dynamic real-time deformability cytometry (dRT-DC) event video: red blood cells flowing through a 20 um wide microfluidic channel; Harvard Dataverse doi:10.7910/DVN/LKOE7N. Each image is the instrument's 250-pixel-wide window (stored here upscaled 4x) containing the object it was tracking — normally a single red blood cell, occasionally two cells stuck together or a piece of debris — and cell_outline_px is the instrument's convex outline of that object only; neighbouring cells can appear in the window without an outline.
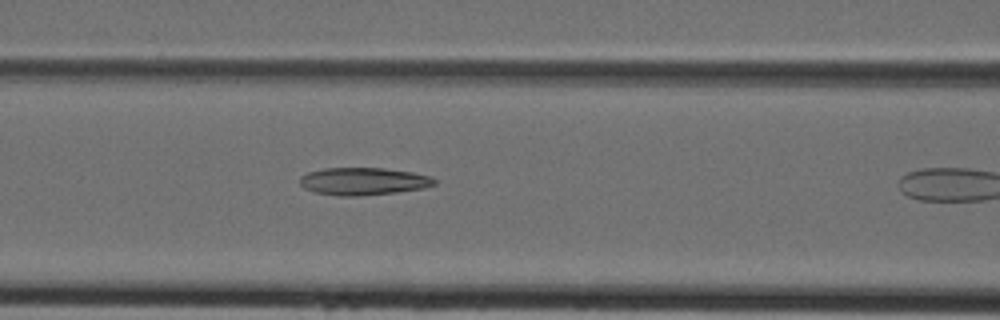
{"species": "Egyptian fruit bat (a non-hibernating species)", "species_latin": "Rousettus aegyptiacus", "temperature_condition": "cold", "stored_images_in_passage": 11, "camera_frame_rate_fps": 3000, "um_per_image_px": 0.085, "animal": {"sex": "female"}, "frame": {"image": 1, "passage_image": 10, "time_ms": 3.0, "image_size_px": [1000, 320], "cell_outline_px": [[436, 184], [424, 188], [396, 192], [356, 196], [340, 196], [316, 192], [304, 188], [300, 184], [300, 176], [308, 172], [324, 168], [384, 168], [412, 172], [432, 176], [436, 180]], "centroid_in_image_um": [30.9, 15.4], "position_along_channel_um": 135.7, "area_um2": 21.56}}